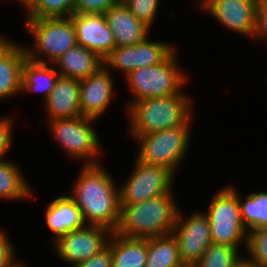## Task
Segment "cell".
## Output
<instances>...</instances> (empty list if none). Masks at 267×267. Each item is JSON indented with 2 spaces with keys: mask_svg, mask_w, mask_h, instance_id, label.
Returning a JSON list of instances; mask_svg holds the SVG:
<instances>
[{
  "mask_svg": "<svg viewBox=\"0 0 267 267\" xmlns=\"http://www.w3.org/2000/svg\"><path fill=\"white\" fill-rule=\"evenodd\" d=\"M13 267H30V266L20 259Z\"/></svg>",
  "mask_w": 267,
  "mask_h": 267,
  "instance_id": "38",
  "label": "cell"
},
{
  "mask_svg": "<svg viewBox=\"0 0 267 267\" xmlns=\"http://www.w3.org/2000/svg\"><path fill=\"white\" fill-rule=\"evenodd\" d=\"M104 16L113 33L115 47L132 46L151 35L152 29L140 21L122 2L112 6Z\"/></svg>",
  "mask_w": 267,
  "mask_h": 267,
  "instance_id": "16",
  "label": "cell"
},
{
  "mask_svg": "<svg viewBox=\"0 0 267 267\" xmlns=\"http://www.w3.org/2000/svg\"><path fill=\"white\" fill-rule=\"evenodd\" d=\"M73 267H112V256L110 247L107 245L99 253L89 259L77 263Z\"/></svg>",
  "mask_w": 267,
  "mask_h": 267,
  "instance_id": "34",
  "label": "cell"
},
{
  "mask_svg": "<svg viewBox=\"0 0 267 267\" xmlns=\"http://www.w3.org/2000/svg\"><path fill=\"white\" fill-rule=\"evenodd\" d=\"M80 80L60 76L48 98L43 101L46 122L81 116Z\"/></svg>",
  "mask_w": 267,
  "mask_h": 267,
  "instance_id": "18",
  "label": "cell"
},
{
  "mask_svg": "<svg viewBox=\"0 0 267 267\" xmlns=\"http://www.w3.org/2000/svg\"><path fill=\"white\" fill-rule=\"evenodd\" d=\"M80 166L69 196L80 209L86 225L106 227L114 232L120 218L119 185L104 164Z\"/></svg>",
  "mask_w": 267,
  "mask_h": 267,
  "instance_id": "1",
  "label": "cell"
},
{
  "mask_svg": "<svg viewBox=\"0 0 267 267\" xmlns=\"http://www.w3.org/2000/svg\"><path fill=\"white\" fill-rule=\"evenodd\" d=\"M243 256L235 247L212 243L193 267H232Z\"/></svg>",
  "mask_w": 267,
  "mask_h": 267,
  "instance_id": "26",
  "label": "cell"
},
{
  "mask_svg": "<svg viewBox=\"0 0 267 267\" xmlns=\"http://www.w3.org/2000/svg\"><path fill=\"white\" fill-rule=\"evenodd\" d=\"M104 65L94 52L76 44L64 53L54 64L60 76L82 80Z\"/></svg>",
  "mask_w": 267,
  "mask_h": 267,
  "instance_id": "20",
  "label": "cell"
},
{
  "mask_svg": "<svg viewBox=\"0 0 267 267\" xmlns=\"http://www.w3.org/2000/svg\"><path fill=\"white\" fill-rule=\"evenodd\" d=\"M133 168L119 184L120 204H137L173 190L175 175L166 167L150 165L135 158Z\"/></svg>",
  "mask_w": 267,
  "mask_h": 267,
  "instance_id": "9",
  "label": "cell"
},
{
  "mask_svg": "<svg viewBox=\"0 0 267 267\" xmlns=\"http://www.w3.org/2000/svg\"><path fill=\"white\" fill-rule=\"evenodd\" d=\"M71 18L76 31L77 44L96 53L104 60L115 48L114 36L104 14L73 13Z\"/></svg>",
  "mask_w": 267,
  "mask_h": 267,
  "instance_id": "15",
  "label": "cell"
},
{
  "mask_svg": "<svg viewBox=\"0 0 267 267\" xmlns=\"http://www.w3.org/2000/svg\"><path fill=\"white\" fill-rule=\"evenodd\" d=\"M257 3L258 0H194L193 5L227 30L253 40Z\"/></svg>",
  "mask_w": 267,
  "mask_h": 267,
  "instance_id": "12",
  "label": "cell"
},
{
  "mask_svg": "<svg viewBox=\"0 0 267 267\" xmlns=\"http://www.w3.org/2000/svg\"><path fill=\"white\" fill-rule=\"evenodd\" d=\"M107 245L111 250L112 267H146L148 238H126L112 232Z\"/></svg>",
  "mask_w": 267,
  "mask_h": 267,
  "instance_id": "21",
  "label": "cell"
},
{
  "mask_svg": "<svg viewBox=\"0 0 267 267\" xmlns=\"http://www.w3.org/2000/svg\"><path fill=\"white\" fill-rule=\"evenodd\" d=\"M6 232L0 228V267H13L20 258L16 254L17 251L12 243V239L8 237Z\"/></svg>",
  "mask_w": 267,
  "mask_h": 267,
  "instance_id": "32",
  "label": "cell"
},
{
  "mask_svg": "<svg viewBox=\"0 0 267 267\" xmlns=\"http://www.w3.org/2000/svg\"><path fill=\"white\" fill-rule=\"evenodd\" d=\"M194 100L182 91L177 95L143 99L133 102L127 109V119L131 140L159 130L181 125H193ZM193 106V107H192Z\"/></svg>",
  "mask_w": 267,
  "mask_h": 267,
  "instance_id": "2",
  "label": "cell"
},
{
  "mask_svg": "<svg viewBox=\"0 0 267 267\" xmlns=\"http://www.w3.org/2000/svg\"><path fill=\"white\" fill-rule=\"evenodd\" d=\"M177 49L162 63L150 67H142L129 72L123 80L132 99L125 105V110L136 101L150 98L167 97L181 93L188 79L182 67ZM179 58V59H178Z\"/></svg>",
  "mask_w": 267,
  "mask_h": 267,
  "instance_id": "4",
  "label": "cell"
},
{
  "mask_svg": "<svg viewBox=\"0 0 267 267\" xmlns=\"http://www.w3.org/2000/svg\"><path fill=\"white\" fill-rule=\"evenodd\" d=\"M14 118L10 115L0 117V160L6 158V155L11 151L14 142ZM13 140V141H12Z\"/></svg>",
  "mask_w": 267,
  "mask_h": 267,
  "instance_id": "30",
  "label": "cell"
},
{
  "mask_svg": "<svg viewBox=\"0 0 267 267\" xmlns=\"http://www.w3.org/2000/svg\"><path fill=\"white\" fill-rule=\"evenodd\" d=\"M160 0H123L122 3L142 22L152 28L160 11Z\"/></svg>",
  "mask_w": 267,
  "mask_h": 267,
  "instance_id": "29",
  "label": "cell"
},
{
  "mask_svg": "<svg viewBox=\"0 0 267 267\" xmlns=\"http://www.w3.org/2000/svg\"><path fill=\"white\" fill-rule=\"evenodd\" d=\"M238 192V201L244 226L249 230L267 226V190L249 192L242 197Z\"/></svg>",
  "mask_w": 267,
  "mask_h": 267,
  "instance_id": "25",
  "label": "cell"
},
{
  "mask_svg": "<svg viewBox=\"0 0 267 267\" xmlns=\"http://www.w3.org/2000/svg\"><path fill=\"white\" fill-rule=\"evenodd\" d=\"M44 211L45 226L52 233V243L68 232L83 228L86 225L80 209L67 192L51 200Z\"/></svg>",
  "mask_w": 267,
  "mask_h": 267,
  "instance_id": "19",
  "label": "cell"
},
{
  "mask_svg": "<svg viewBox=\"0 0 267 267\" xmlns=\"http://www.w3.org/2000/svg\"><path fill=\"white\" fill-rule=\"evenodd\" d=\"M59 77L54 64H43L25 59L22 68L21 94L42 93V100L48 98Z\"/></svg>",
  "mask_w": 267,
  "mask_h": 267,
  "instance_id": "23",
  "label": "cell"
},
{
  "mask_svg": "<svg viewBox=\"0 0 267 267\" xmlns=\"http://www.w3.org/2000/svg\"><path fill=\"white\" fill-rule=\"evenodd\" d=\"M253 43L264 41L267 45V0H258L256 7V28Z\"/></svg>",
  "mask_w": 267,
  "mask_h": 267,
  "instance_id": "33",
  "label": "cell"
},
{
  "mask_svg": "<svg viewBox=\"0 0 267 267\" xmlns=\"http://www.w3.org/2000/svg\"><path fill=\"white\" fill-rule=\"evenodd\" d=\"M15 2H17V5H19L20 7H23L24 12H26L33 4L36 0H14Z\"/></svg>",
  "mask_w": 267,
  "mask_h": 267,
  "instance_id": "35",
  "label": "cell"
},
{
  "mask_svg": "<svg viewBox=\"0 0 267 267\" xmlns=\"http://www.w3.org/2000/svg\"><path fill=\"white\" fill-rule=\"evenodd\" d=\"M183 214L179 208L172 234L177 239L182 263L185 267H193L213 243L210 224L201 210L193 211L186 218Z\"/></svg>",
  "mask_w": 267,
  "mask_h": 267,
  "instance_id": "11",
  "label": "cell"
},
{
  "mask_svg": "<svg viewBox=\"0 0 267 267\" xmlns=\"http://www.w3.org/2000/svg\"><path fill=\"white\" fill-rule=\"evenodd\" d=\"M23 24L26 35L33 40V43L24 45L26 55L34 62L55 64L77 44L71 17L24 19Z\"/></svg>",
  "mask_w": 267,
  "mask_h": 267,
  "instance_id": "5",
  "label": "cell"
},
{
  "mask_svg": "<svg viewBox=\"0 0 267 267\" xmlns=\"http://www.w3.org/2000/svg\"><path fill=\"white\" fill-rule=\"evenodd\" d=\"M191 126L181 125L137 136L134 141L139 150L134 157L146 164L166 167L176 176L191 147L194 129Z\"/></svg>",
  "mask_w": 267,
  "mask_h": 267,
  "instance_id": "8",
  "label": "cell"
},
{
  "mask_svg": "<svg viewBox=\"0 0 267 267\" xmlns=\"http://www.w3.org/2000/svg\"><path fill=\"white\" fill-rule=\"evenodd\" d=\"M18 163L11 159L0 160V199L5 201H26L34 198V189L23 175Z\"/></svg>",
  "mask_w": 267,
  "mask_h": 267,
  "instance_id": "22",
  "label": "cell"
},
{
  "mask_svg": "<svg viewBox=\"0 0 267 267\" xmlns=\"http://www.w3.org/2000/svg\"><path fill=\"white\" fill-rule=\"evenodd\" d=\"M75 0H36L24 19L71 17Z\"/></svg>",
  "mask_w": 267,
  "mask_h": 267,
  "instance_id": "27",
  "label": "cell"
},
{
  "mask_svg": "<svg viewBox=\"0 0 267 267\" xmlns=\"http://www.w3.org/2000/svg\"><path fill=\"white\" fill-rule=\"evenodd\" d=\"M225 185L212 195L207 210L203 211L210 224L211 238L215 244H225L241 250L246 248L248 229L244 226L238 189Z\"/></svg>",
  "mask_w": 267,
  "mask_h": 267,
  "instance_id": "7",
  "label": "cell"
},
{
  "mask_svg": "<svg viewBox=\"0 0 267 267\" xmlns=\"http://www.w3.org/2000/svg\"><path fill=\"white\" fill-rule=\"evenodd\" d=\"M169 43L171 42L153 41L148 36L132 46L115 47L103 60L104 66L112 72L113 69L120 71L122 77H125L135 69L158 65L165 61L177 49L174 43Z\"/></svg>",
  "mask_w": 267,
  "mask_h": 267,
  "instance_id": "10",
  "label": "cell"
},
{
  "mask_svg": "<svg viewBox=\"0 0 267 267\" xmlns=\"http://www.w3.org/2000/svg\"><path fill=\"white\" fill-rule=\"evenodd\" d=\"M94 122L97 123V119L81 115L48 121L46 124L53 140L68 158L83 162L81 165H96L103 163L99 157H103L104 149L97 130L93 129Z\"/></svg>",
  "mask_w": 267,
  "mask_h": 267,
  "instance_id": "6",
  "label": "cell"
},
{
  "mask_svg": "<svg viewBox=\"0 0 267 267\" xmlns=\"http://www.w3.org/2000/svg\"><path fill=\"white\" fill-rule=\"evenodd\" d=\"M11 39L0 49V100L21 95L22 68L27 58L24 44Z\"/></svg>",
  "mask_w": 267,
  "mask_h": 267,
  "instance_id": "17",
  "label": "cell"
},
{
  "mask_svg": "<svg viewBox=\"0 0 267 267\" xmlns=\"http://www.w3.org/2000/svg\"><path fill=\"white\" fill-rule=\"evenodd\" d=\"M245 252V258L255 267H267V226L248 231Z\"/></svg>",
  "mask_w": 267,
  "mask_h": 267,
  "instance_id": "28",
  "label": "cell"
},
{
  "mask_svg": "<svg viewBox=\"0 0 267 267\" xmlns=\"http://www.w3.org/2000/svg\"><path fill=\"white\" fill-rule=\"evenodd\" d=\"M114 73L104 65L95 73L80 80L79 105L82 116L102 118L115 97Z\"/></svg>",
  "mask_w": 267,
  "mask_h": 267,
  "instance_id": "14",
  "label": "cell"
},
{
  "mask_svg": "<svg viewBox=\"0 0 267 267\" xmlns=\"http://www.w3.org/2000/svg\"><path fill=\"white\" fill-rule=\"evenodd\" d=\"M111 234L106 227L85 225L60 237L52 247L59 260L73 267L104 249Z\"/></svg>",
  "mask_w": 267,
  "mask_h": 267,
  "instance_id": "13",
  "label": "cell"
},
{
  "mask_svg": "<svg viewBox=\"0 0 267 267\" xmlns=\"http://www.w3.org/2000/svg\"><path fill=\"white\" fill-rule=\"evenodd\" d=\"M10 39L5 34L0 33V49L9 41Z\"/></svg>",
  "mask_w": 267,
  "mask_h": 267,
  "instance_id": "37",
  "label": "cell"
},
{
  "mask_svg": "<svg viewBox=\"0 0 267 267\" xmlns=\"http://www.w3.org/2000/svg\"><path fill=\"white\" fill-rule=\"evenodd\" d=\"M137 204H120L115 234L126 238L147 239L172 234L179 208L175 193Z\"/></svg>",
  "mask_w": 267,
  "mask_h": 267,
  "instance_id": "3",
  "label": "cell"
},
{
  "mask_svg": "<svg viewBox=\"0 0 267 267\" xmlns=\"http://www.w3.org/2000/svg\"><path fill=\"white\" fill-rule=\"evenodd\" d=\"M232 267H255L250 263L245 256H243L238 262H236Z\"/></svg>",
  "mask_w": 267,
  "mask_h": 267,
  "instance_id": "36",
  "label": "cell"
},
{
  "mask_svg": "<svg viewBox=\"0 0 267 267\" xmlns=\"http://www.w3.org/2000/svg\"><path fill=\"white\" fill-rule=\"evenodd\" d=\"M118 0H75L74 13L104 14Z\"/></svg>",
  "mask_w": 267,
  "mask_h": 267,
  "instance_id": "31",
  "label": "cell"
},
{
  "mask_svg": "<svg viewBox=\"0 0 267 267\" xmlns=\"http://www.w3.org/2000/svg\"><path fill=\"white\" fill-rule=\"evenodd\" d=\"M146 267H185L173 234L148 238Z\"/></svg>",
  "mask_w": 267,
  "mask_h": 267,
  "instance_id": "24",
  "label": "cell"
}]
</instances>
